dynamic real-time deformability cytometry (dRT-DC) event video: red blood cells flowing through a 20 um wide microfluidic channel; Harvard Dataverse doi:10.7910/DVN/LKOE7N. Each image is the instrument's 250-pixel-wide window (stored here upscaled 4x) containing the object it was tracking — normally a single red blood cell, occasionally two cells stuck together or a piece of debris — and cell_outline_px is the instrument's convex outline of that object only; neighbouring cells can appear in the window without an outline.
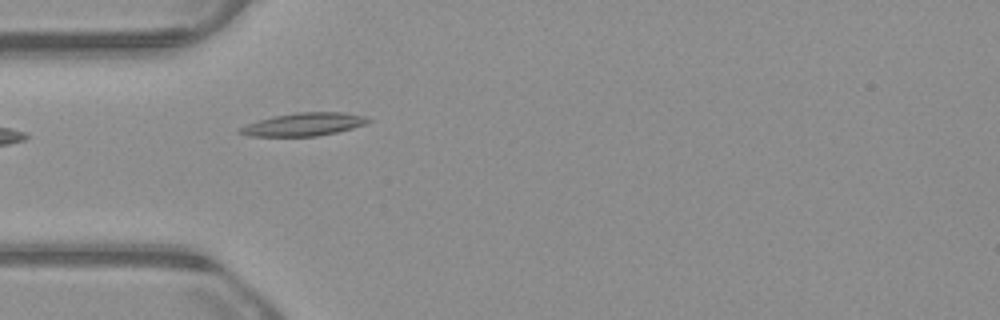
{"species": "common noctule bat (a hibernating species)", "species_latin": "Nyctalus noctula", "temperature_condition": "warm", "stored_images_in_passage": 15, "camera_frame_rate_fps": 3000, "um_per_image_px": 0.085, "animal": {"sex": "male", "body_mass_g": 23.1, "forearm_length_mm": 52.7}, "frame": {"image": 1, "passage_image": 1, "time_ms": 0.0, "image_size_px": [1000, 320], "cell_outline_px": [[372, 120], [364, 124], [352, 128], [336, 132], [316, 136], [248, 136], [236, 132], [236, 128], [272, 116], [296, 112], [344, 112], [368, 116]], "centroid_in_image_um": [25.81, 10.56], "position_along_channel_um": 59.2, "area_um2": 17.28}}
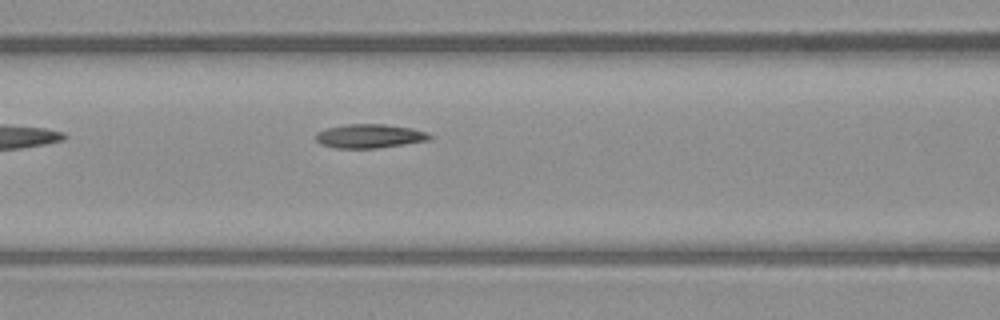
{"frame": {"image": 2, "passage_image": 7, "time_ms": 2.0, "image_size_px": [1000, 320], "cell_outline_px": [[436, 136], [432, 140], [376, 148], [336, 148], [320, 144], [316, 140], [316, 132], [328, 128], [344, 124], [384, 124], [412, 128], [428, 132]], "centroid_in_image_um": [31.48, 11.56], "position_along_channel_um": 135.1, "area_um2": 16.07}}
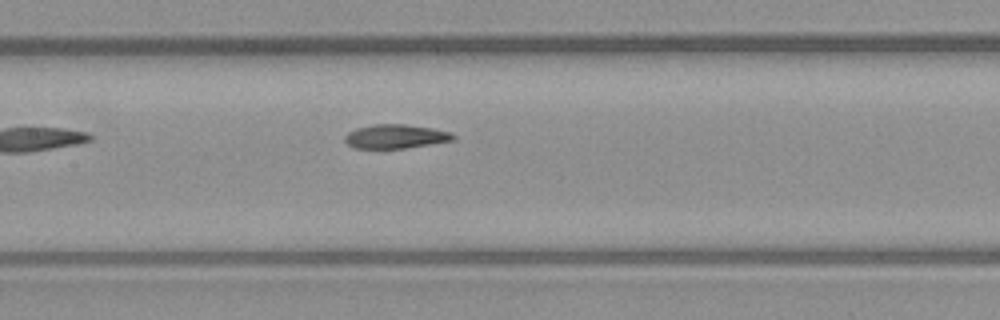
{"frame": {"image": 3, "passage_image": 10, "time_ms": 3.0, "image_size_px": [1000, 320], "cell_outline_px": [[456, 140], [404, 148], [352, 148], [344, 140], [344, 136], [348, 132], [356, 128], [372, 124], [404, 124], [432, 128], [448, 132], [456, 136]], "centroid_in_image_um": [33.6, 11.59], "position_along_channel_um": 173.8, "area_um2": 15.14}}